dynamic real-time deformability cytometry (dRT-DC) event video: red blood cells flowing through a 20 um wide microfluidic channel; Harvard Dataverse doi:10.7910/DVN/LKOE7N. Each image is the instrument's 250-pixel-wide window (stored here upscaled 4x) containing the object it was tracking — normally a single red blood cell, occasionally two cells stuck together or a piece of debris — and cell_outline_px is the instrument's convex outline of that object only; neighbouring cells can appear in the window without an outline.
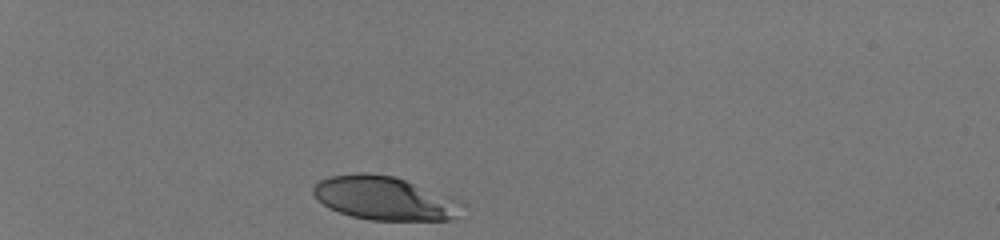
{"species": "human", "species_latin": "Homo sapiens", "temperature_condition": "room temperature", "stored_images_in_passage": 33, "camera_frame_rate_fps": 3000, "um_per_image_px": 0.085, "donor": {"sex": "male"}, "frame": {"image": 1, "passage_image": 1, "time_ms": 0.0, "image_size_px": [1000, 240], "cell_outline_px": [[452, 220], [372, 220], [352, 216], [328, 208], [316, 200], [312, 192], [312, 188], [320, 180], [332, 176], [356, 172], [368, 172], [392, 176], [404, 180], [412, 184], [448, 212], [452, 216]], "centroid_in_image_um": [32.06, 16.83], "position_along_channel_um": 52.9, "area_um2": 33.81}}
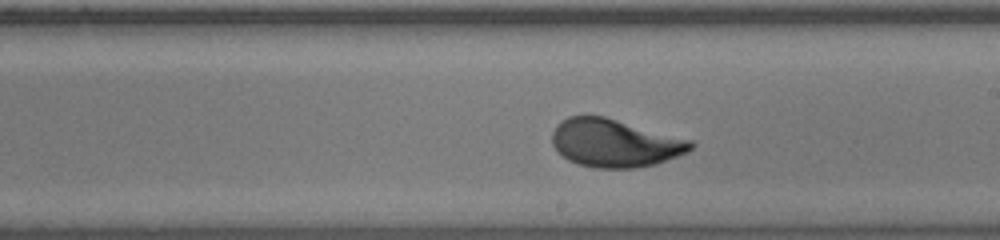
{"frame": {"image": 2, "passage_image": 19, "time_ms": 6.0, "image_size_px": [1000, 240], "cell_outline_px": [[696, 144], [688, 152], [656, 164], [636, 168], [596, 168], [580, 164], [568, 160], [552, 144], [552, 132], [556, 124], [560, 120], [568, 116], [604, 116], [692, 140]], "centroid_in_image_um": [52.26, 12.15], "position_along_channel_um": 236.7, "area_um2": 38.73}}
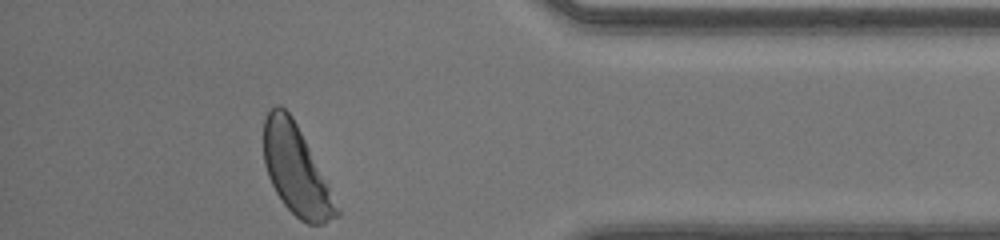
{"frame": {"image": 3, "passage_image": 33, "time_ms": 10.667, "image_size_px": [1000, 240], "cell_outline_px": [[340, 216], [324, 224], [308, 224], [300, 220], [284, 204], [276, 192], [268, 176], [264, 164], [264, 116], [276, 104], [280, 104], [292, 116], [340, 208]], "centroid_in_image_um": [25.16, 14.48], "position_along_channel_um": 410.0, "area_um2": 37.4}, "authors_computed_cell_mechanics": {"area_um2": 37.8012, "velocity_mm_per_s": 4.0768, "shape_relaxation_time_tau1_ms": 2.7434, "shape_relaxation_time_tau2_ms": null, "deformation_change_tau1": 0.1595, "deformation_change_tau2": null}}